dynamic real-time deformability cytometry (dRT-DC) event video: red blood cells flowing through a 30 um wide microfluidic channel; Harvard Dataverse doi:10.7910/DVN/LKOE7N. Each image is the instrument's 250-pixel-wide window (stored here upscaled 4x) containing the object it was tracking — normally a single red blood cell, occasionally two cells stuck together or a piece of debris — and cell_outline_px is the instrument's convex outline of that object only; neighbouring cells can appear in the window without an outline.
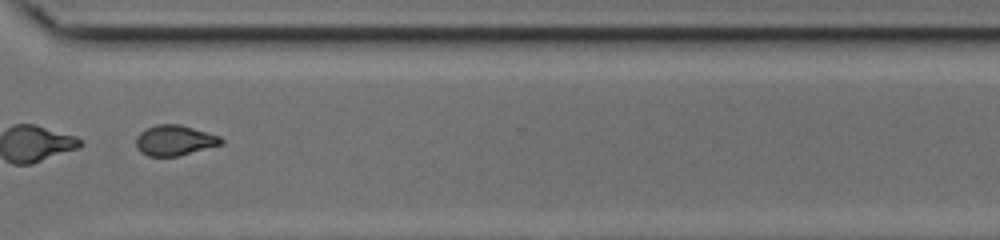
{"species": "common noctule bat (a hibernating species)", "species_latin": "Nyctalus noctula", "temperature_condition": "cold", "stored_images_in_passage": 49, "segment_of_instrument_passage": [2, 2], "camera_frame_rate_fps": 3000, "um_per_image_px": 0.085, "animal": {"sex": "female", "body_mass_g": 17.0, "forearm_length_mm": 48.0}, "frame": {"image": 1, "passage_image": 38, "time_ms": 12.333, "image_size_px": [1000, 240], "cell_outline_px": [[224, 144], [176, 156], [148, 156], [140, 152], [136, 148], [136, 136], [144, 128], [156, 124], [180, 124], [208, 132], [220, 136], [224, 140]], "centroid_in_image_um": [14.83, 11.92], "position_along_channel_um": 355.8, "area_um2": 15.26}}